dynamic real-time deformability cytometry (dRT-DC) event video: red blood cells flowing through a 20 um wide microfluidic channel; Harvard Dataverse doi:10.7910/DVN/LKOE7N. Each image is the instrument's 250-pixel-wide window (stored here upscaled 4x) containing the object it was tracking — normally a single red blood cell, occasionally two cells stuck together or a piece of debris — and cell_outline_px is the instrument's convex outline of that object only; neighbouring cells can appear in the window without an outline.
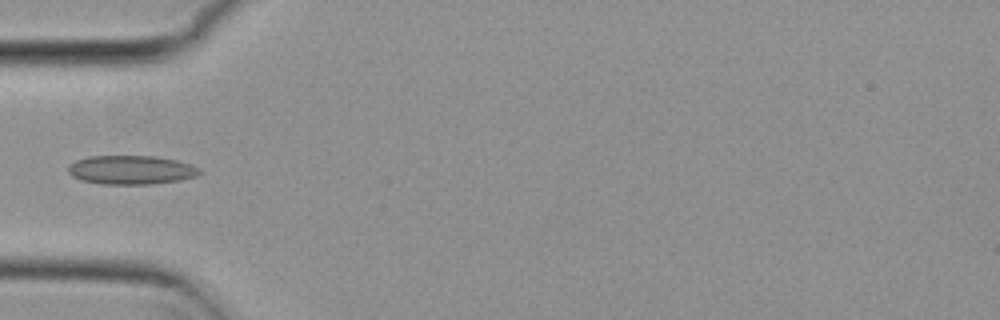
{"species": "common noctule bat (a hibernating species)", "species_latin": "Nyctalus noctula", "temperature_condition": "cold", "stored_images_in_passage": 35, "camera_frame_rate_fps": 3000, "um_per_image_px": 0.085, "animal": {"sex": "female", "body_mass_g": 29.2, "forearm_length_mm": 56.3}, "frame": {"image": 1, "passage_image": 1, "time_ms": 0.0, "image_size_px": [1000, 320], "cell_outline_px": [[200, 172], [196, 176], [180, 180], [152, 184], [100, 184], [80, 180], [72, 176], [68, 172], [68, 164], [76, 160], [88, 156], [156, 156], [176, 160], [188, 164], [196, 168]], "centroid_in_image_um": [11.07, 14.44], "position_along_channel_um": 73.9, "area_um2": 22.08}}
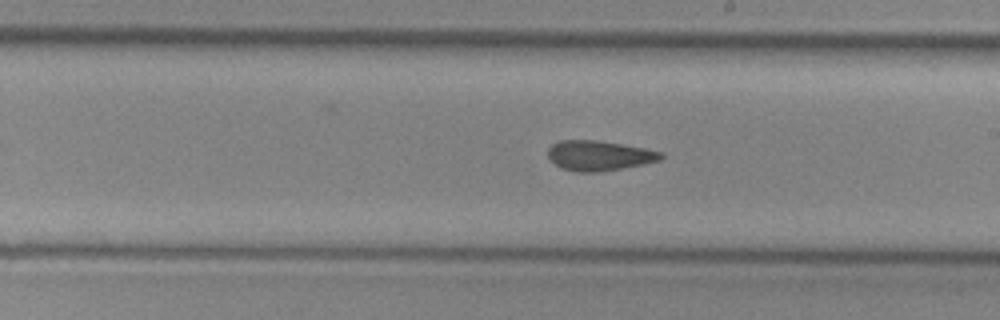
{"frame": {"image": 2, "passage_image": 14, "time_ms": 4.333, "image_size_px": [1000, 320], "cell_outline_px": [[664, 156], [660, 160], [644, 164], [600, 172], [576, 172], [560, 168], [548, 156], [548, 148], [552, 144], [560, 140], [596, 140], [644, 148], [664, 152]], "centroid_in_image_um": [50.93, 13.23], "position_along_channel_um": 238.1, "area_um2": 19.77}}
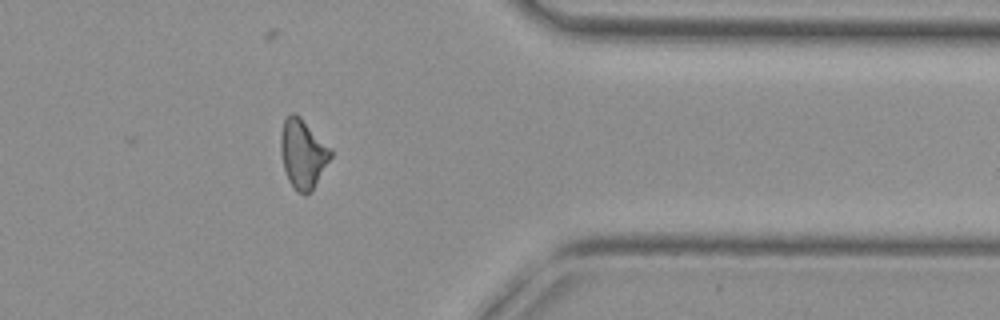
{"frame": {"image": 3, "passage_image": 27, "time_ms": 8.667, "image_size_px": [1000, 320], "cell_outline_px": [[332, 156], [312, 188], [304, 196], [288, 180], [284, 168], [280, 152], [280, 136], [284, 120], [292, 112], [296, 112], [332, 148]], "centroid_in_image_um": [25.74, 13.0], "position_along_channel_um": 385.7, "area_um2": 19.88}}